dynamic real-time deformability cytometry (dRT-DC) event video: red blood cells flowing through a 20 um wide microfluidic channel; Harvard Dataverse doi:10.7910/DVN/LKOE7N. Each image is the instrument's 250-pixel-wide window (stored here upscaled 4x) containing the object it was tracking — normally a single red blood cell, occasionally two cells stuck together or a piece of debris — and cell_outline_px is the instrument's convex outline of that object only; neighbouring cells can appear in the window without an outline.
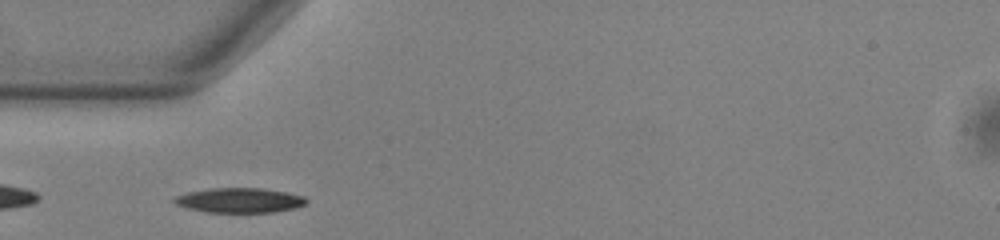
{"species": "common noctule bat (a hibernating species)", "species_latin": "Nyctalus noctula", "temperature_condition": "warm", "stored_images_in_passage": 39, "camera_frame_rate_fps": 3000, "um_per_image_px": 0.085, "animal": {"sex": "male", "body_mass_g": 13.0, "forearm_length_mm": 53.1}, "frame": {"image": 1, "passage_image": 2, "time_ms": 0.333, "image_size_px": [1000, 240], "cell_outline_px": [[308, 204], [296, 208], [276, 212], [204, 212], [188, 208], [176, 204], [172, 200], [172, 196], [188, 192], [212, 188], [264, 188], [288, 192], [304, 196], [308, 200]], "centroid_in_image_um": [20.39, 17.02], "position_along_channel_um": 64.6, "area_um2": 19.36}}
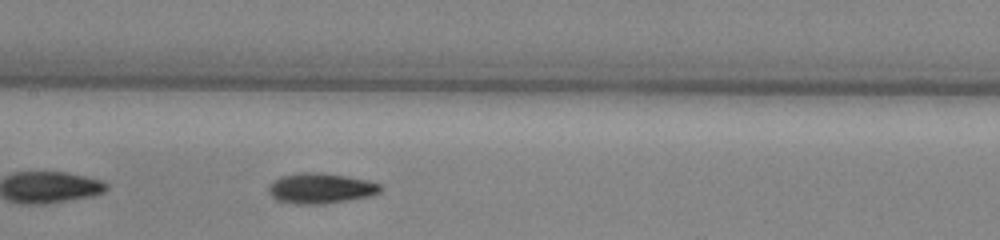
{"frame": {"image": 2, "passage_image": 11, "time_ms": 3.333, "image_size_px": [1000, 240], "cell_outline_px": [[384, 188], [380, 192], [368, 196], [348, 200], [324, 204], [296, 204], [276, 200], [268, 192], [268, 184], [284, 176], [304, 172], [320, 172], [368, 180], [380, 184]], "centroid_in_image_um": [27.26, 16.01], "position_along_channel_um": 180.1, "area_um2": 19.71}}
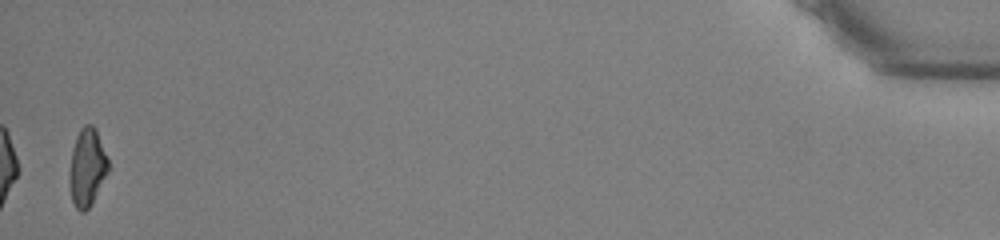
{"frame": {"image": 3, "passage_image": 38, "time_ms": 12.333, "image_size_px": [1000, 240], "cell_outline_px": [[112, 168], [88, 208], [84, 212], [80, 212], [76, 208], [72, 200], [68, 180], [68, 172], [72, 148], [76, 136], [80, 128], [84, 124], [92, 124], [96, 128]], "centroid_in_image_um": [7.41, 14.2], "position_along_channel_um": 427.8, "area_um2": 18.15}, "authors_computed_cell_mechanics": {"area_um2": 18.207, "velocity_mm_per_s": 3.8563, "shape_relaxation_time_tau1_ms": 3.9497, "shape_relaxation_time_tau2_ms": 6.709, "deformation_change_tau1": 0.1429, "deformation_change_tau2": 0.1573}}